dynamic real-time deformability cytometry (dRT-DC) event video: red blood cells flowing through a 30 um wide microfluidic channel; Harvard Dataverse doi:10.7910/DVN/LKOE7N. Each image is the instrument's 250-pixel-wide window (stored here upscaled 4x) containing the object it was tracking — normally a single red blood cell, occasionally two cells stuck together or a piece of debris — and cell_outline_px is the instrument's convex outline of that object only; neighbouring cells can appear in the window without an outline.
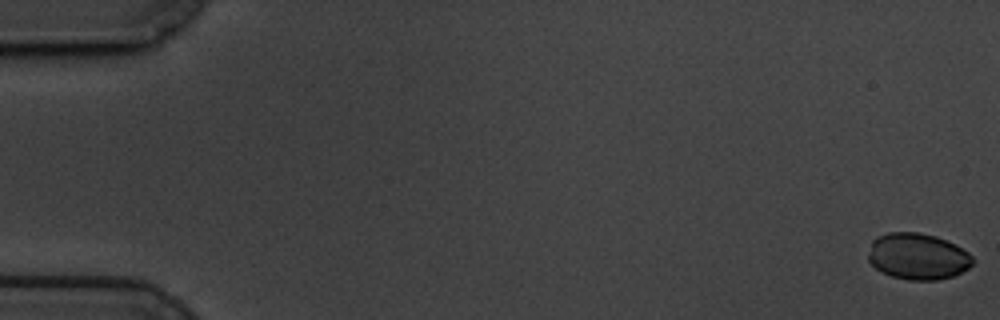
{"species": "common noctule bat (a hibernating species)", "species_latin": "Nyctalus noctula", "temperature_condition": "cold", "stored_images_in_passage": 15, "camera_frame_rate_fps": 3000, "um_per_image_px": 0.085, "animal": {"sex": "male", "body_mass_g": 19.5, "forearm_length_mm": 54.6}, "frame": {"image": 1, "passage_image": 1, "time_ms": 0.0, "image_size_px": [1000, 320], "cell_outline_px": [[976, 260], [968, 268], [952, 276], [936, 280], [908, 280], [892, 276], [880, 272], [868, 260], [868, 256], [872, 240], [876, 236], [888, 232], [920, 232], [936, 236], [956, 244], [968, 252]], "centroid_in_image_um": [78.0, 21.78], "position_along_channel_um": 7.0, "area_um2": 28.44}}